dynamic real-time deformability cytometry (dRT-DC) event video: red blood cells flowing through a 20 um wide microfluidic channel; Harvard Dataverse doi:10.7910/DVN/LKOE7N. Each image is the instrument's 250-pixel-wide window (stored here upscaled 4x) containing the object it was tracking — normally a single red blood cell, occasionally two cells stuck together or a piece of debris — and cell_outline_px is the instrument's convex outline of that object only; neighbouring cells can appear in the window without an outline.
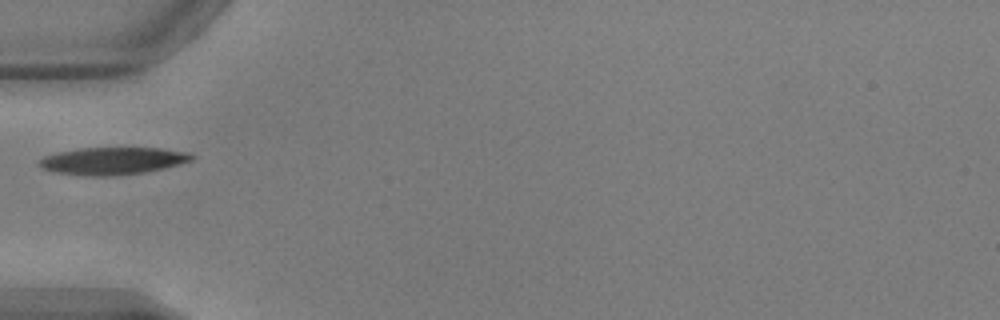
{"species": "common noctule bat (a hibernating species)", "species_latin": "Nyctalus noctula", "temperature_condition": "warm", "stored_images_in_passage": 36, "camera_frame_rate_fps": 3000, "um_per_image_px": 0.085, "animal": {"sex": "male", "body_mass_g": 17.9, "forearm_length_mm": 54.2}, "frame": {"image": 1, "passage_image": 1, "time_ms": 0.0, "image_size_px": [1000, 320], "cell_outline_px": [[196, 156], [192, 160], [180, 164], [164, 168], [144, 172], [116, 176], [84, 176], [56, 172], [40, 168], [36, 164], [44, 156], [60, 152], [80, 148], [164, 148], [192, 152]], "centroid_in_image_um": [9.62, 13.67], "position_along_channel_um": 75.4, "area_um2": 24.57}}
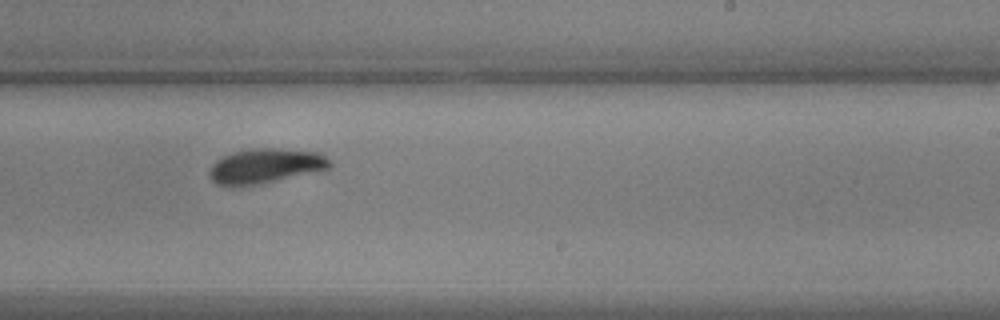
{"frame": {"image": 2, "passage_image": 16, "time_ms": 5.0, "image_size_px": [1000, 320], "cell_outline_px": [[332, 164], [328, 168], [320, 172], [260, 184], [216, 184], [208, 176], [208, 172], [212, 164], [220, 156], [252, 148], [280, 148], [320, 152], [332, 160]], "centroid_in_image_um": [22.64, 14.08], "position_along_channel_um": 266.4, "area_um2": 24.62}}
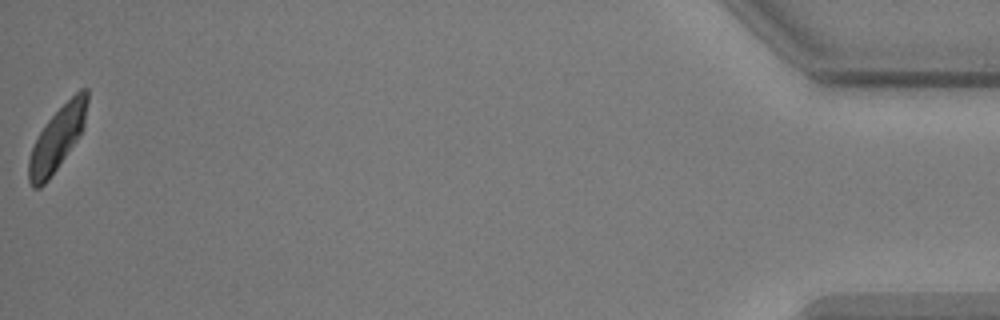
{"frame": {"image": 3, "passage_image": 36, "time_ms": 11.667, "image_size_px": [1000, 320], "cell_outline_px": [[88, 100], [84, 128], [80, 136], [48, 180], [40, 188], [32, 188], [28, 180], [28, 160], [32, 148], [40, 132], [48, 120], [80, 88], [88, 88]], "centroid_in_image_um": [4.88, 11.79], "position_along_channel_um": 430.3, "area_um2": 21.5}}